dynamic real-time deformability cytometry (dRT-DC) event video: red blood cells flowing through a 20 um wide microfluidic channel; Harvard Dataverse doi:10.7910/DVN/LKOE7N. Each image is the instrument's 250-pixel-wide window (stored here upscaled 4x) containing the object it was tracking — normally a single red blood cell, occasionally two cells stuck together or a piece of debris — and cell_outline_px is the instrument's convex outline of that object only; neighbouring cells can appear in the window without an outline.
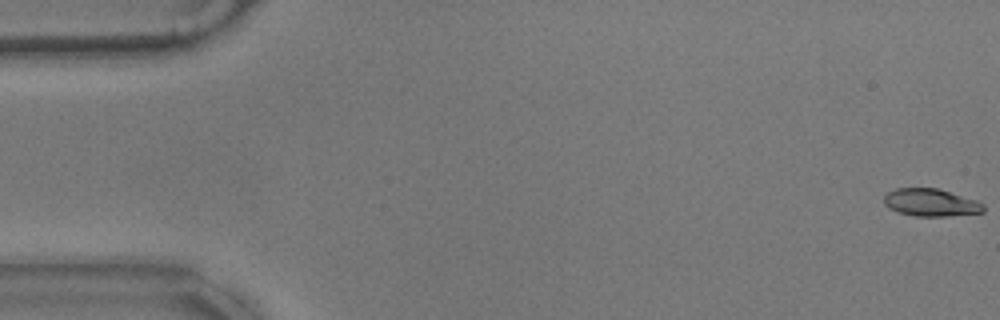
{"species": "common noctule bat (a hibernating species)", "species_latin": "Nyctalus noctula", "temperature_condition": "warm", "stored_images_in_passage": 58, "camera_frame_rate_fps": 3000, "um_per_image_px": 0.085, "animal": {"sex": "male", "body_mass_g": 17.9}, "frame": {"image": 1, "passage_image": 1, "time_ms": 0.0, "image_size_px": [1000, 320], "cell_outline_px": [[984, 212], [948, 216], [916, 216], [900, 212], [888, 208], [884, 204], [884, 196], [888, 192], [896, 188], [936, 188], [976, 200], [984, 204]], "centroid_in_image_um": [79.11, 17.22], "position_along_channel_um": 5.9, "area_um2": 15.84}}
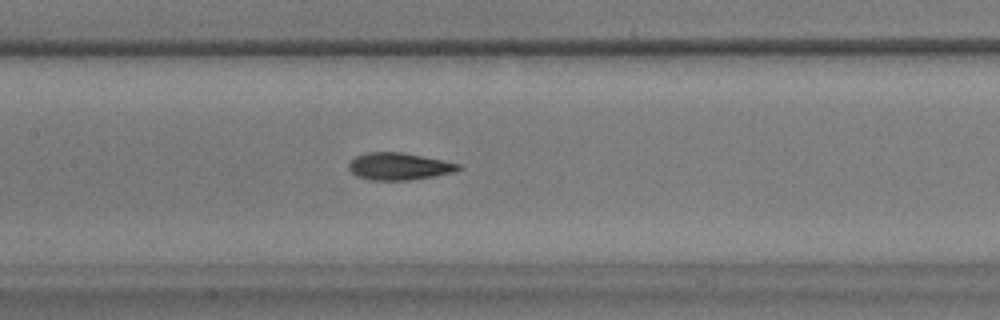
{"frame": {"image": 2, "passage_image": 27, "time_ms": 8.667, "image_size_px": [1000, 320], "cell_outline_px": [[460, 168], [456, 172], [408, 180], [368, 180], [356, 176], [348, 168], [348, 164], [356, 156], [368, 152], [400, 152], [444, 160], [460, 164]], "centroid_in_image_um": [33.9, 14.14], "position_along_channel_um": 173.5, "area_um2": 17.28}}
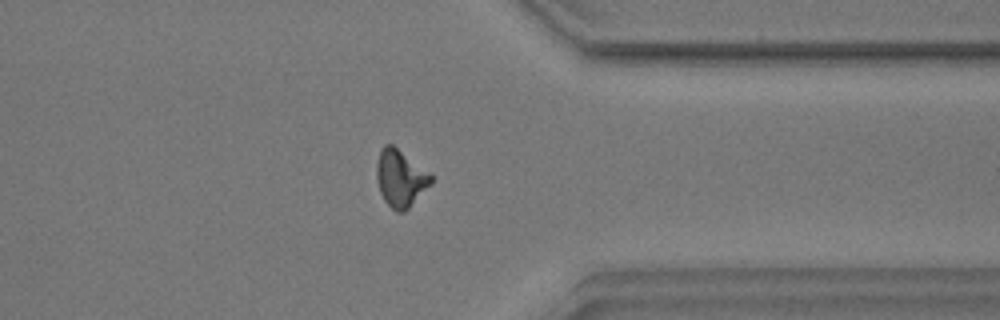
{"frame": {"image": 3, "passage_image": 45, "time_ms": 14.667, "image_size_px": [1000, 320], "cell_outline_px": [[432, 184], [404, 212], [396, 212], [384, 200], [380, 192], [376, 176], [376, 164], [380, 148], [384, 144], [392, 144], [432, 176]], "centroid_in_image_um": [34.0, 15.16], "position_along_channel_um": 377.4, "area_um2": 17.86}, "authors_computed_cell_mechanics": {"area_um2": 17.2533, "velocity_mm_per_s": 3.5269, "shape_relaxation_time_tau1_ms": 4.2233, "shape_relaxation_time_tau2_ms": 2.3269, "deformation_change_tau1": 0.158, "deformation_change_tau2": 0.084}}